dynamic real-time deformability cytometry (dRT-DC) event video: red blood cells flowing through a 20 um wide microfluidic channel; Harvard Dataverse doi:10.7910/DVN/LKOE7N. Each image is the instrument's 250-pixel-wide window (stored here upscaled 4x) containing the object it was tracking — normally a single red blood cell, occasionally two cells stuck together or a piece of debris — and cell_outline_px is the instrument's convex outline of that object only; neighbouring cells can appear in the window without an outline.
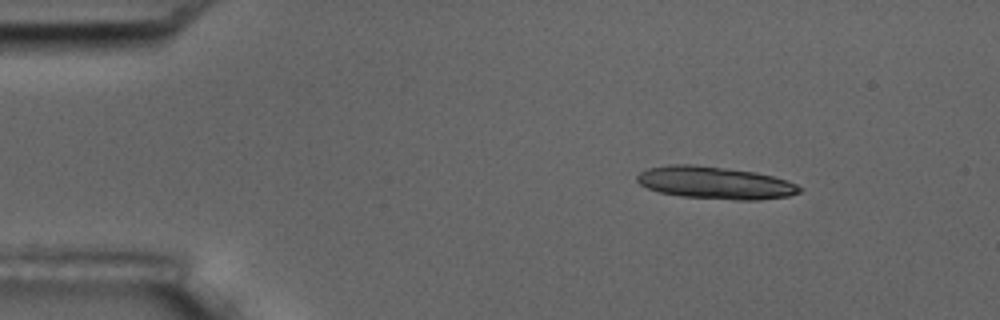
{"species": "common noctule bat (a hibernating species)", "species_latin": "Nyctalus noctula", "temperature_condition": "room temperature", "stored_images_in_passage": 15, "segment_of_instrument_passage": [1, 2], "camera_frame_rate_fps": 3000, "um_per_image_px": 0.085, "animal": {"sex": "male", "body_mass_g": 17.5, "forearm_length_mm": 52.3}, "frame": {"image": 1, "passage_image": 1, "time_ms": 0.0, "image_size_px": [1000, 320], "cell_outline_px": [[804, 188], [800, 192], [788, 196], [760, 200], [736, 200], [680, 196], [660, 192], [648, 188], [640, 184], [636, 180], [636, 176], [640, 172], [648, 168], [668, 164], [692, 164], [756, 172], [788, 180]], "centroid_in_image_um": [60.79, 15.54], "position_along_channel_um": 24.2, "area_um2": 30.75}}